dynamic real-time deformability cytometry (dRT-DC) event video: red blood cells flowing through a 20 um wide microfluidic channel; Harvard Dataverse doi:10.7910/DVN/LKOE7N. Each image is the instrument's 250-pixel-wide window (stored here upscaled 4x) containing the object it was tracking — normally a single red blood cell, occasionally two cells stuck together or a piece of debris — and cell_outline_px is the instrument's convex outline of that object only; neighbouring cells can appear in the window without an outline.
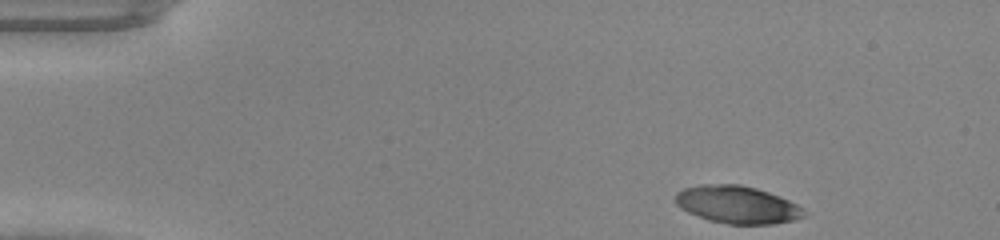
{"species": "common noctule bat (a hibernating species)", "species_latin": "Nyctalus noctula", "temperature_condition": "warm", "stored_images_in_passage": 42, "camera_frame_rate_fps": 3000, "um_per_image_px": 0.085, "animal": {"sex": "male", "body_mass_g": 20.0, "forearm_length_mm": 53.3}, "frame": {"image": 1, "passage_image": 1, "time_ms": 0.0, "image_size_px": [1000, 240], "cell_outline_px": [[808, 216], [792, 220], [772, 224], [728, 224], [708, 220], [688, 212], [680, 208], [676, 204], [676, 192], [684, 188], [700, 184], [740, 184], [756, 188], [768, 192], [788, 200], [804, 208]], "centroid_in_image_um": [62.67, 17.39], "position_along_channel_um": 22.3, "area_um2": 28.21}}
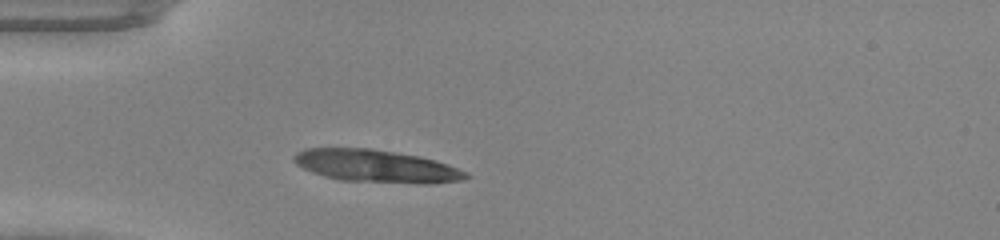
{"frame": {"image": 2, "passage_image": 9, "time_ms": 2.667, "image_size_px": [1000, 240], "cell_outline_px": [[472, 176], [460, 180], [432, 184], [416, 184], [340, 180], [324, 176], [312, 172], [296, 164], [292, 160], [292, 156], [296, 152], [304, 148], [372, 148], [420, 156], [436, 160], [448, 164], [468, 172]], "centroid_in_image_um": [32.0, 14.12], "position_along_channel_um": 53.0, "area_um2": 33.06}}